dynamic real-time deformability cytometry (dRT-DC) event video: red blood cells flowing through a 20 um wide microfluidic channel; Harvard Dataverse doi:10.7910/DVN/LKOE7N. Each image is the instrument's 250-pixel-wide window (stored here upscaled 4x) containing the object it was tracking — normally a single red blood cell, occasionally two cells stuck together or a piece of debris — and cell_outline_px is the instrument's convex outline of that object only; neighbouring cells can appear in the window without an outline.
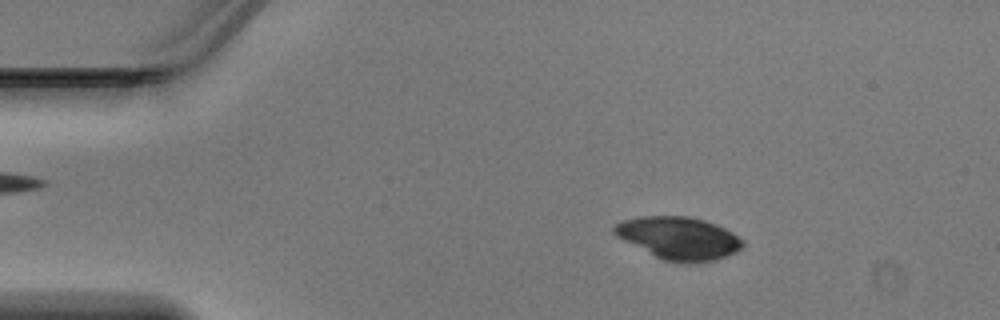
{"species": "Egyptian fruit bat (a non-hibernating species)", "species_latin": "Rousettus aegyptiacus", "temperature_condition": "warm", "stored_images_in_passage": 46, "camera_frame_rate_fps": 3000, "um_per_image_px": 0.085, "animal": {"sex": "male"}, "frame": {"image": 1, "passage_image": 7, "time_ms": 2.0, "image_size_px": [1000, 320], "cell_outline_px": [[744, 248], [736, 252], [712, 260], [692, 264], [664, 260], [616, 236], [612, 232], [612, 228], [616, 224], [624, 220], [640, 216], [688, 216], [704, 220], [716, 224], [732, 232], [744, 240]], "centroid_in_image_um": [57.72, 20.23], "position_along_channel_um": 27.3, "area_um2": 31.73}}
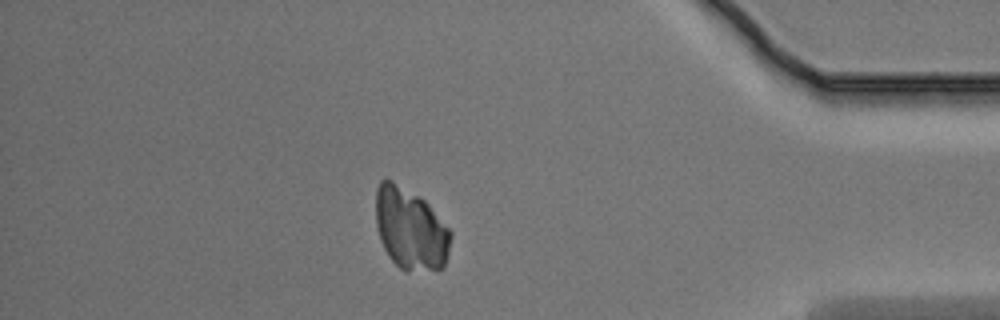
{"frame": {"image": 2, "passage_image": 40, "time_ms": 13.0, "image_size_px": [1000, 320], "cell_outline_px": [[452, 236], [448, 256], [444, 268], [408, 272], [404, 272], [388, 256], [380, 240], [376, 224], [376, 188], [380, 180], [392, 180], [424, 200], [428, 204], [452, 232]], "centroid_in_image_um": [34.89, 19.49], "position_along_channel_um": 400.3, "area_um2": 35.84}}